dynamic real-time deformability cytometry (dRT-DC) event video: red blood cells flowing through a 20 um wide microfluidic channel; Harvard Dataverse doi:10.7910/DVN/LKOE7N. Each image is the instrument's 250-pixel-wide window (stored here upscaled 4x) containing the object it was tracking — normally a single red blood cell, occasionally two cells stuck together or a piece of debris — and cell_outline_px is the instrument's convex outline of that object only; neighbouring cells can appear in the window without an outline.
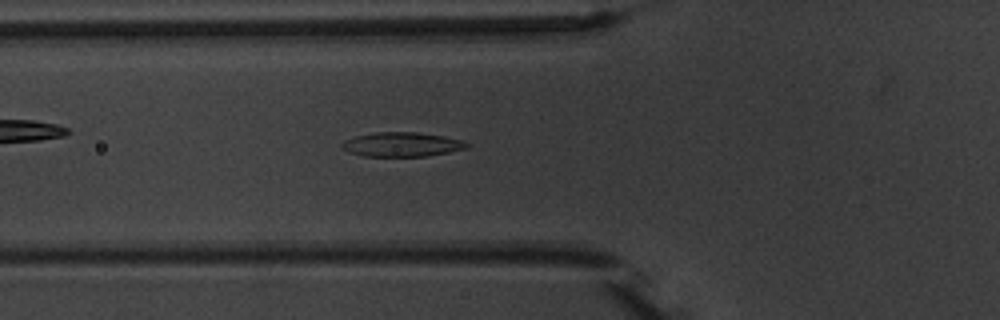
{"species": "common noctule bat (a hibernating species)", "species_latin": "Nyctalus noctula", "temperature_condition": "warm", "stored_images_in_passage": 4, "camera_frame_rate_fps": 3000, "um_per_image_px": 0.085, "animal": {"sex": "male", "body_mass_g": 20.1, "forearm_length_mm": 53.5}, "frame": {"image": 1, "passage_image": 4, "time_ms": 4.667, "image_size_px": [1000, 320], "cell_outline_px": [[468, 148], [428, 156], [364, 156], [348, 152], [340, 148], [340, 144], [344, 140], [356, 136], [376, 132], [416, 132], [444, 136], [464, 140], [468, 144]], "centroid_in_image_um": [34.14, 12.28], "position_along_channel_um": 91.7, "area_um2": 17.8}}